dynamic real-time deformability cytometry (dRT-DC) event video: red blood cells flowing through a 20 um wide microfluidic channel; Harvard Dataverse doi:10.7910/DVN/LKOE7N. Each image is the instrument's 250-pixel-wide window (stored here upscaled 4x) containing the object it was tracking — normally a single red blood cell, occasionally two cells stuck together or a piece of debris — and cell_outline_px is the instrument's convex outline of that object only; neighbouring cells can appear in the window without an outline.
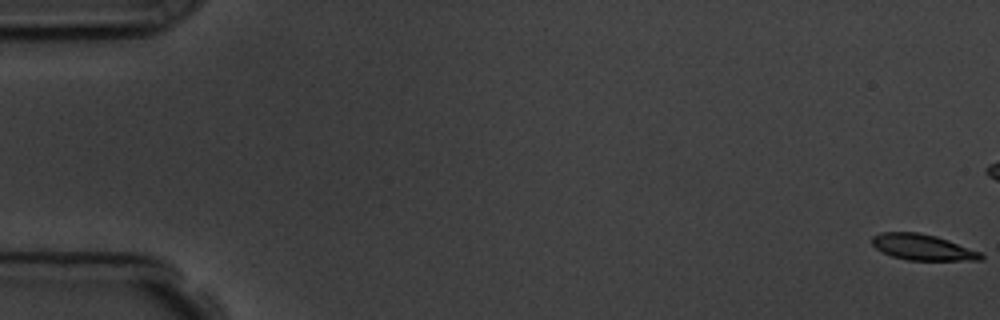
{"species": "common noctule bat (a hibernating species)", "species_latin": "Nyctalus noctula", "temperature_condition": "room temperature", "stored_images_in_passage": 59, "camera_frame_rate_fps": 3000, "um_per_image_px": 0.085, "animal": {"sex": "male", "body_mass_g": 19.5, "forearm_length_mm": 54.6}, "frame": {"image": 1, "passage_image": 1, "time_ms": 0.0, "image_size_px": [1000, 320], "cell_outline_px": [[984, 256], [980, 260], [908, 260], [892, 256], [876, 248], [872, 244], [872, 236], [880, 232], [916, 232], [936, 236], [948, 240], [980, 252]], "centroid_in_image_um": [78.4, 21.01], "position_along_channel_um": 6.6, "area_um2": 16.24}}
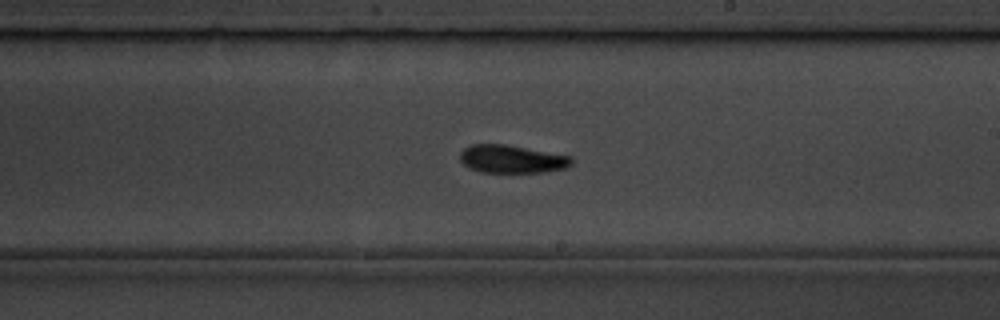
{"frame": {"image": 2, "passage_image": 34, "time_ms": 11.0, "image_size_px": [1000, 320], "cell_outline_px": [[572, 164], [568, 168], [544, 172], [480, 172], [468, 168], [460, 160], [460, 152], [464, 148], [472, 144], [504, 144], [572, 156]], "centroid_in_image_um": [43.51, 13.52], "position_along_channel_um": 245.5, "area_um2": 18.26}}
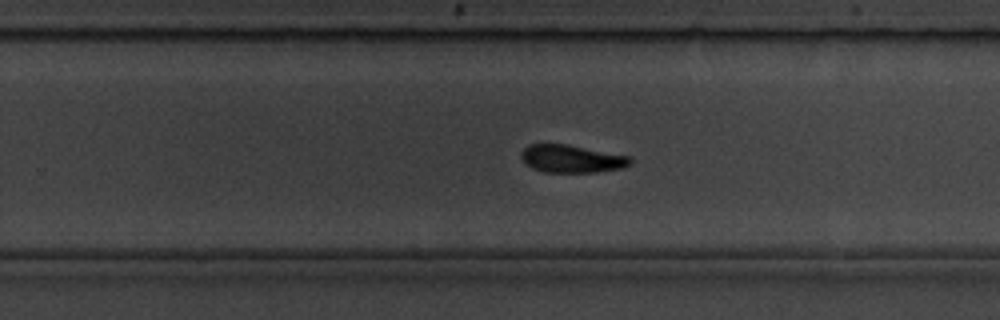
{"frame": {"image": 3, "passage_image": 37, "time_ms": 12.0, "image_size_px": [1000, 320], "cell_outline_px": [[632, 164], [624, 168], [596, 172], [544, 172], [532, 168], [524, 164], [520, 156], [520, 152], [528, 144], [568, 144], [628, 156], [632, 160]], "centroid_in_image_um": [48.56, 13.5], "position_along_channel_um": 281.2, "area_um2": 17.8}, "authors_computed_cell_mechanics": {"area_um2": 17.8024, "velocity_mm_per_s": 3.5902, "shape_relaxation_time_tau1_ms": 3.6023, "shape_relaxation_time_tau2_ms": 3.8977, "deformation_change_tau1": 0.1242, "deformation_change_tau2": 0.0955}}